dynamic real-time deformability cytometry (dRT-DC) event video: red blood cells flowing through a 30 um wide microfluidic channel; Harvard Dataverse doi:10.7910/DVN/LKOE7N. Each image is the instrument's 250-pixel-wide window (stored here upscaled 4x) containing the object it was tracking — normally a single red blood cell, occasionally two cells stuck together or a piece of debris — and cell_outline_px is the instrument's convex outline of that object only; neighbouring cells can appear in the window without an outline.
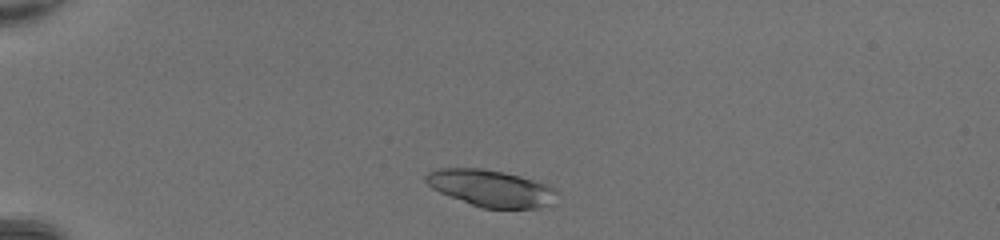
{"species": "common noctule bat (a hibernating species)", "species_latin": "Nyctalus noctula", "temperature_condition": "room temperature", "stored_images_in_passage": 38, "camera_frame_rate_fps": 3000, "um_per_image_px": 0.085, "animal": {"sex": "female", "body_mass_g": 20.0, "forearm_length_mm": 54.0}, "frame": {"image": 1, "passage_image": 3, "time_ms": 0.667, "image_size_px": [1000, 240], "cell_outline_px": [[560, 192], [552, 204], [540, 208], [484, 208], [472, 204], [440, 192], [432, 188], [424, 180], [424, 176], [428, 172], [440, 168], [480, 168], [504, 172], [520, 176], [548, 184], [556, 188]], "centroid_in_image_um": [41.79, 15.99], "position_along_channel_um": 43.2, "area_um2": 28.15}}
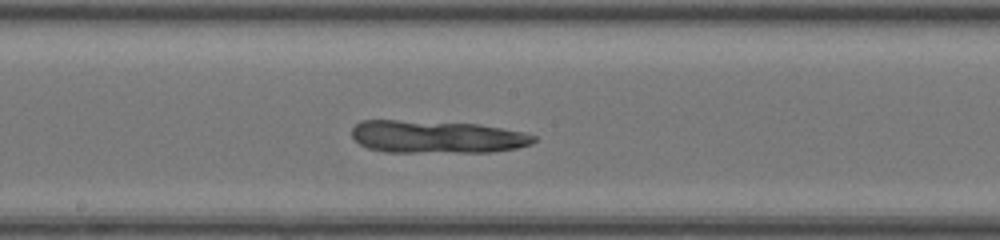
{"frame": {"image": 2, "passage_image": 18, "time_ms": 5.667, "image_size_px": [1000, 240], "cell_outline_px": [[536, 140], [532, 144], [516, 148], [492, 152], [388, 152], [368, 148], [360, 144], [352, 136], [352, 128], [360, 120], [396, 120], [480, 124], [524, 132], [536, 136]], "centroid_in_image_um": [37.14, 11.63], "position_along_channel_um": 211.1, "area_um2": 34.68}}
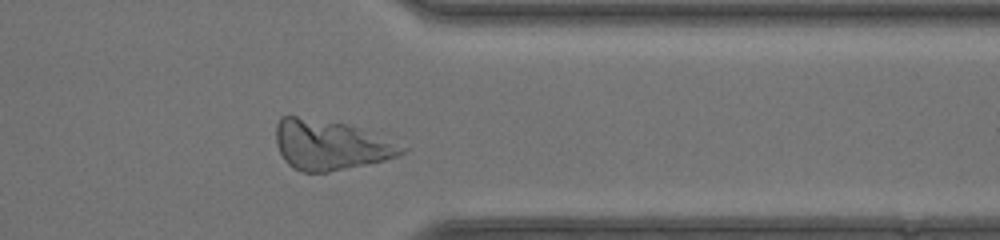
{"frame": {"image": 3, "passage_image": 30, "time_ms": 9.667, "image_size_px": [1000, 240], "cell_outline_px": [[408, 148], [404, 152], [396, 156], [384, 160], [328, 172], [300, 172], [292, 168], [284, 160], [276, 144], [276, 124], [280, 116], [296, 116], [348, 124]], "centroid_in_image_um": [28.0, 12.33], "position_along_channel_um": 383.4, "area_um2": 36.07}}